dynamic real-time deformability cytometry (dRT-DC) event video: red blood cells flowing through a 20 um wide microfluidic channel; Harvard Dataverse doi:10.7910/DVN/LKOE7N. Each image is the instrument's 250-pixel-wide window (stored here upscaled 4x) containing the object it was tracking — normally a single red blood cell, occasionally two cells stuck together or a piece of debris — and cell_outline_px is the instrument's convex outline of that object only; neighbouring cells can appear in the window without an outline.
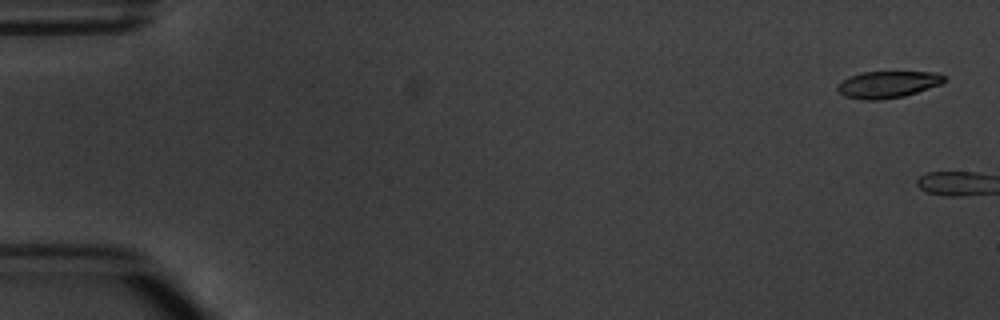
{"species": "common noctule bat (a hibernating species)", "species_latin": "Nyctalus noctula", "temperature_condition": "warm", "stored_images_in_passage": 2, "camera_frame_rate_fps": 3000, "um_per_image_px": 0.085, "animal": {"sex": "male", "body_mass_g": 20.1, "forearm_length_mm": 53.5}, "frame": {"image": 1, "passage_image": 1, "time_ms": 0.0, "image_size_px": [1000, 320], "cell_outline_px": [[948, 80], [940, 84], [904, 96], [880, 100], [864, 100], [844, 96], [836, 88], [836, 84], [840, 80], [848, 76], [860, 72], [936, 72], [944, 76]], "centroid_in_image_um": [75.4, 7.17], "position_along_channel_um": 9.6, "area_um2": 16.82}}